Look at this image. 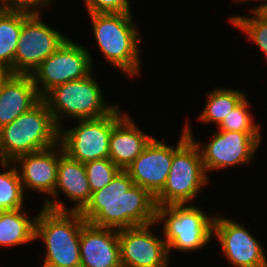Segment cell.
Instances as JSON below:
<instances>
[{
  "label": "cell",
  "mask_w": 267,
  "mask_h": 267,
  "mask_svg": "<svg viewBox=\"0 0 267 267\" xmlns=\"http://www.w3.org/2000/svg\"><path fill=\"white\" fill-rule=\"evenodd\" d=\"M80 213L91 225L122 230L154 223L156 204L147 190L120 170L108 185L92 193Z\"/></svg>",
  "instance_id": "1"
},
{
  "label": "cell",
  "mask_w": 267,
  "mask_h": 267,
  "mask_svg": "<svg viewBox=\"0 0 267 267\" xmlns=\"http://www.w3.org/2000/svg\"><path fill=\"white\" fill-rule=\"evenodd\" d=\"M87 16L105 62L124 72L127 78H139L143 72L140 56L143 36L135 24L134 14L88 13Z\"/></svg>",
  "instance_id": "2"
},
{
  "label": "cell",
  "mask_w": 267,
  "mask_h": 267,
  "mask_svg": "<svg viewBox=\"0 0 267 267\" xmlns=\"http://www.w3.org/2000/svg\"><path fill=\"white\" fill-rule=\"evenodd\" d=\"M209 215H208V214ZM216 214L195 204H170L156 207L155 223L163 230L169 257L172 252L197 253L213 241ZM162 225V226H161Z\"/></svg>",
  "instance_id": "3"
},
{
  "label": "cell",
  "mask_w": 267,
  "mask_h": 267,
  "mask_svg": "<svg viewBox=\"0 0 267 267\" xmlns=\"http://www.w3.org/2000/svg\"><path fill=\"white\" fill-rule=\"evenodd\" d=\"M60 129L46 102L41 99L30 110L0 128V161L51 148L59 143Z\"/></svg>",
  "instance_id": "4"
},
{
  "label": "cell",
  "mask_w": 267,
  "mask_h": 267,
  "mask_svg": "<svg viewBox=\"0 0 267 267\" xmlns=\"http://www.w3.org/2000/svg\"><path fill=\"white\" fill-rule=\"evenodd\" d=\"M182 129L180 138L173 146V160L166 183L154 197L156 207L193 204L196 200L199 201L198 197L203 188L211 185L198 146L188 136L184 127Z\"/></svg>",
  "instance_id": "5"
},
{
  "label": "cell",
  "mask_w": 267,
  "mask_h": 267,
  "mask_svg": "<svg viewBox=\"0 0 267 267\" xmlns=\"http://www.w3.org/2000/svg\"><path fill=\"white\" fill-rule=\"evenodd\" d=\"M103 87L92 71L87 77L52 88L42 99L58 128L67 122L93 119L110 114L119 104L106 102ZM67 118V120H66ZM69 119V120H68Z\"/></svg>",
  "instance_id": "6"
},
{
  "label": "cell",
  "mask_w": 267,
  "mask_h": 267,
  "mask_svg": "<svg viewBox=\"0 0 267 267\" xmlns=\"http://www.w3.org/2000/svg\"><path fill=\"white\" fill-rule=\"evenodd\" d=\"M37 213L35 241L45 245L41 259L59 267H80V233L86 223L81 213L53 211L41 206Z\"/></svg>",
  "instance_id": "7"
},
{
  "label": "cell",
  "mask_w": 267,
  "mask_h": 267,
  "mask_svg": "<svg viewBox=\"0 0 267 267\" xmlns=\"http://www.w3.org/2000/svg\"><path fill=\"white\" fill-rule=\"evenodd\" d=\"M183 124L188 136L198 146L201 153L204 170L210 179V172L224 171L228 168H237L254 163V157L258 154L261 142H263L262 132H237L225 131L214 128L208 141L202 142L195 138L191 120Z\"/></svg>",
  "instance_id": "8"
},
{
  "label": "cell",
  "mask_w": 267,
  "mask_h": 267,
  "mask_svg": "<svg viewBox=\"0 0 267 267\" xmlns=\"http://www.w3.org/2000/svg\"><path fill=\"white\" fill-rule=\"evenodd\" d=\"M121 109L118 105L106 116L77 120V125L60 128L59 143L64 153L83 164L108 158L112 129L126 113Z\"/></svg>",
  "instance_id": "9"
},
{
  "label": "cell",
  "mask_w": 267,
  "mask_h": 267,
  "mask_svg": "<svg viewBox=\"0 0 267 267\" xmlns=\"http://www.w3.org/2000/svg\"><path fill=\"white\" fill-rule=\"evenodd\" d=\"M82 45V43L68 38L33 70L30 76L41 98L52 88L69 81L85 78L95 70V56L92 55L89 48H86V45Z\"/></svg>",
  "instance_id": "10"
},
{
  "label": "cell",
  "mask_w": 267,
  "mask_h": 267,
  "mask_svg": "<svg viewBox=\"0 0 267 267\" xmlns=\"http://www.w3.org/2000/svg\"><path fill=\"white\" fill-rule=\"evenodd\" d=\"M44 14H29L22 22L14 57V74L30 75L69 37L51 23L43 21Z\"/></svg>",
  "instance_id": "11"
},
{
  "label": "cell",
  "mask_w": 267,
  "mask_h": 267,
  "mask_svg": "<svg viewBox=\"0 0 267 267\" xmlns=\"http://www.w3.org/2000/svg\"><path fill=\"white\" fill-rule=\"evenodd\" d=\"M218 214L214 220L213 239L220 244L221 255L230 267H267V250L249 227L235 218Z\"/></svg>",
  "instance_id": "12"
},
{
  "label": "cell",
  "mask_w": 267,
  "mask_h": 267,
  "mask_svg": "<svg viewBox=\"0 0 267 267\" xmlns=\"http://www.w3.org/2000/svg\"><path fill=\"white\" fill-rule=\"evenodd\" d=\"M154 222L118 230L122 267H171L168 247L163 237L153 232Z\"/></svg>",
  "instance_id": "13"
},
{
  "label": "cell",
  "mask_w": 267,
  "mask_h": 267,
  "mask_svg": "<svg viewBox=\"0 0 267 267\" xmlns=\"http://www.w3.org/2000/svg\"><path fill=\"white\" fill-rule=\"evenodd\" d=\"M62 195L69 199L71 206L68 207L66 200L61 199ZM91 195L84 164L64 153L59 143L57 183L53 195L42 207L59 212H81L90 201Z\"/></svg>",
  "instance_id": "14"
},
{
  "label": "cell",
  "mask_w": 267,
  "mask_h": 267,
  "mask_svg": "<svg viewBox=\"0 0 267 267\" xmlns=\"http://www.w3.org/2000/svg\"><path fill=\"white\" fill-rule=\"evenodd\" d=\"M156 136L143 152L125 169L134 185L155 197L164 187L173 160V145Z\"/></svg>",
  "instance_id": "15"
},
{
  "label": "cell",
  "mask_w": 267,
  "mask_h": 267,
  "mask_svg": "<svg viewBox=\"0 0 267 267\" xmlns=\"http://www.w3.org/2000/svg\"><path fill=\"white\" fill-rule=\"evenodd\" d=\"M59 143L51 148L17 157L16 166L25 194L43 195L44 204L54 193L57 183ZM27 190V191H26Z\"/></svg>",
  "instance_id": "16"
},
{
  "label": "cell",
  "mask_w": 267,
  "mask_h": 267,
  "mask_svg": "<svg viewBox=\"0 0 267 267\" xmlns=\"http://www.w3.org/2000/svg\"><path fill=\"white\" fill-rule=\"evenodd\" d=\"M80 267H122L118 230L86 222L80 233Z\"/></svg>",
  "instance_id": "17"
},
{
  "label": "cell",
  "mask_w": 267,
  "mask_h": 267,
  "mask_svg": "<svg viewBox=\"0 0 267 267\" xmlns=\"http://www.w3.org/2000/svg\"><path fill=\"white\" fill-rule=\"evenodd\" d=\"M130 113L115 123L110 136L108 158L121 170H125L154 138L137 125Z\"/></svg>",
  "instance_id": "18"
},
{
  "label": "cell",
  "mask_w": 267,
  "mask_h": 267,
  "mask_svg": "<svg viewBox=\"0 0 267 267\" xmlns=\"http://www.w3.org/2000/svg\"><path fill=\"white\" fill-rule=\"evenodd\" d=\"M41 99L30 75L10 74L0 86V128L30 110Z\"/></svg>",
  "instance_id": "19"
},
{
  "label": "cell",
  "mask_w": 267,
  "mask_h": 267,
  "mask_svg": "<svg viewBox=\"0 0 267 267\" xmlns=\"http://www.w3.org/2000/svg\"><path fill=\"white\" fill-rule=\"evenodd\" d=\"M27 208L0 211V248H16L35 242V221Z\"/></svg>",
  "instance_id": "20"
},
{
  "label": "cell",
  "mask_w": 267,
  "mask_h": 267,
  "mask_svg": "<svg viewBox=\"0 0 267 267\" xmlns=\"http://www.w3.org/2000/svg\"><path fill=\"white\" fill-rule=\"evenodd\" d=\"M216 87L207 91L205 104L196 121L202 124H214L217 127L226 115L239 104L246 96L244 90L233 87Z\"/></svg>",
  "instance_id": "21"
},
{
  "label": "cell",
  "mask_w": 267,
  "mask_h": 267,
  "mask_svg": "<svg viewBox=\"0 0 267 267\" xmlns=\"http://www.w3.org/2000/svg\"><path fill=\"white\" fill-rule=\"evenodd\" d=\"M29 15L23 11L0 9V64L14 74V57L23 20Z\"/></svg>",
  "instance_id": "22"
},
{
  "label": "cell",
  "mask_w": 267,
  "mask_h": 267,
  "mask_svg": "<svg viewBox=\"0 0 267 267\" xmlns=\"http://www.w3.org/2000/svg\"><path fill=\"white\" fill-rule=\"evenodd\" d=\"M0 166V211L26 208L27 195L16 166L7 161H0Z\"/></svg>",
  "instance_id": "23"
},
{
  "label": "cell",
  "mask_w": 267,
  "mask_h": 267,
  "mask_svg": "<svg viewBox=\"0 0 267 267\" xmlns=\"http://www.w3.org/2000/svg\"><path fill=\"white\" fill-rule=\"evenodd\" d=\"M228 23L244 33L250 44L258 46L260 53L267 62V15L264 13H251V15L228 16ZM262 51V52H261Z\"/></svg>",
  "instance_id": "24"
},
{
  "label": "cell",
  "mask_w": 267,
  "mask_h": 267,
  "mask_svg": "<svg viewBox=\"0 0 267 267\" xmlns=\"http://www.w3.org/2000/svg\"><path fill=\"white\" fill-rule=\"evenodd\" d=\"M251 103L246 96L216 128L225 131L263 132L261 129L263 123L256 122L255 116L251 114Z\"/></svg>",
  "instance_id": "25"
},
{
  "label": "cell",
  "mask_w": 267,
  "mask_h": 267,
  "mask_svg": "<svg viewBox=\"0 0 267 267\" xmlns=\"http://www.w3.org/2000/svg\"><path fill=\"white\" fill-rule=\"evenodd\" d=\"M84 167L91 193L103 189L121 170L109 158L87 162Z\"/></svg>",
  "instance_id": "26"
},
{
  "label": "cell",
  "mask_w": 267,
  "mask_h": 267,
  "mask_svg": "<svg viewBox=\"0 0 267 267\" xmlns=\"http://www.w3.org/2000/svg\"><path fill=\"white\" fill-rule=\"evenodd\" d=\"M88 13H132L131 0H82Z\"/></svg>",
  "instance_id": "27"
},
{
  "label": "cell",
  "mask_w": 267,
  "mask_h": 267,
  "mask_svg": "<svg viewBox=\"0 0 267 267\" xmlns=\"http://www.w3.org/2000/svg\"><path fill=\"white\" fill-rule=\"evenodd\" d=\"M53 1L56 2L55 0H0V9L43 14V9L48 7L49 10V7L54 5Z\"/></svg>",
  "instance_id": "28"
},
{
  "label": "cell",
  "mask_w": 267,
  "mask_h": 267,
  "mask_svg": "<svg viewBox=\"0 0 267 267\" xmlns=\"http://www.w3.org/2000/svg\"><path fill=\"white\" fill-rule=\"evenodd\" d=\"M233 1V3L235 4H245V2L246 3H253V1L254 2H256L257 3V5H252V6H254V7H251V8H248V9H250L249 10V12L248 13H263L266 9H267V0H232ZM258 2L260 3V4H258Z\"/></svg>",
  "instance_id": "29"
},
{
  "label": "cell",
  "mask_w": 267,
  "mask_h": 267,
  "mask_svg": "<svg viewBox=\"0 0 267 267\" xmlns=\"http://www.w3.org/2000/svg\"><path fill=\"white\" fill-rule=\"evenodd\" d=\"M10 71L3 65L0 64V86L10 75Z\"/></svg>",
  "instance_id": "30"
},
{
  "label": "cell",
  "mask_w": 267,
  "mask_h": 267,
  "mask_svg": "<svg viewBox=\"0 0 267 267\" xmlns=\"http://www.w3.org/2000/svg\"><path fill=\"white\" fill-rule=\"evenodd\" d=\"M42 262V264L40 263V267H59V266H56L55 264H52V263H50V262H48V261H45V260H41Z\"/></svg>",
  "instance_id": "31"
}]
</instances>
